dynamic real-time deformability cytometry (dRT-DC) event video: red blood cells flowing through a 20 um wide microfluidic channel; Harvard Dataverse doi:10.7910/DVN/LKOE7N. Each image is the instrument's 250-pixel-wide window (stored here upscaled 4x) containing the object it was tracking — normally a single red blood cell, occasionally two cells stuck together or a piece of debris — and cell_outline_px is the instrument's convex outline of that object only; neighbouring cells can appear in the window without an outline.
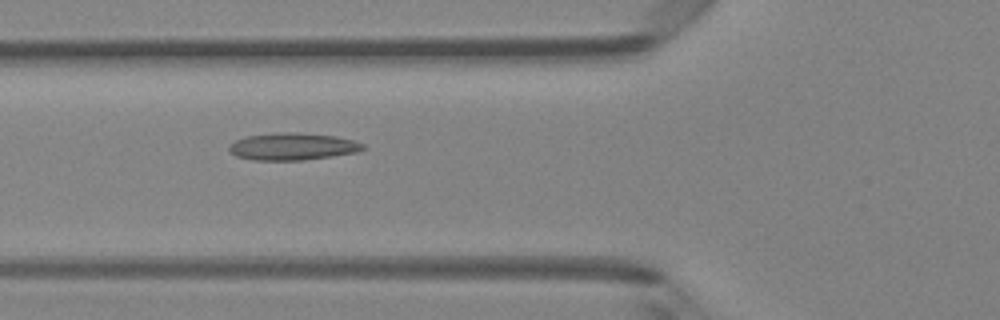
{"species": "Egyptian fruit bat (a non-hibernating species)", "species_latin": "Rousettus aegyptiacus", "temperature_condition": "room temperature", "stored_images_in_passage": 37, "camera_frame_rate_fps": 3000, "um_per_image_px": 0.085, "animal": {"sex": "female"}, "frame": {"image": 1, "passage_image": 6, "time_ms": 1.667, "image_size_px": [1000, 320], "cell_outline_px": [[364, 148], [356, 152], [332, 156], [304, 160], [252, 160], [236, 156], [228, 148], [228, 144], [236, 140], [248, 136], [276, 132], [296, 132], [336, 136], [352, 140], [364, 144]], "centroid_in_image_um": [24.84, 12.45], "position_along_channel_um": 101.0, "area_um2": 21.15}}
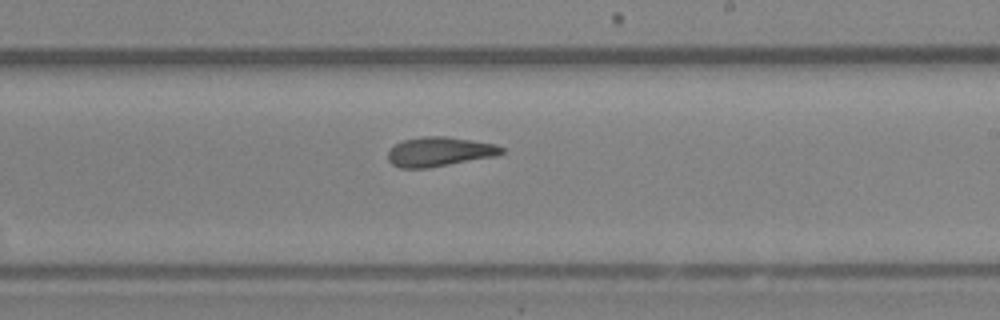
{"frame": {"image": 2, "passage_image": 17, "time_ms": 5.333, "image_size_px": [1000, 320], "cell_outline_px": [[504, 152], [496, 156], [428, 168], [400, 168], [392, 164], [388, 160], [388, 152], [396, 144], [404, 140], [420, 136], [444, 136], [496, 144], [504, 148]], "centroid_in_image_um": [37.35, 12.9], "position_along_channel_um": 251.6, "area_um2": 19.42}}
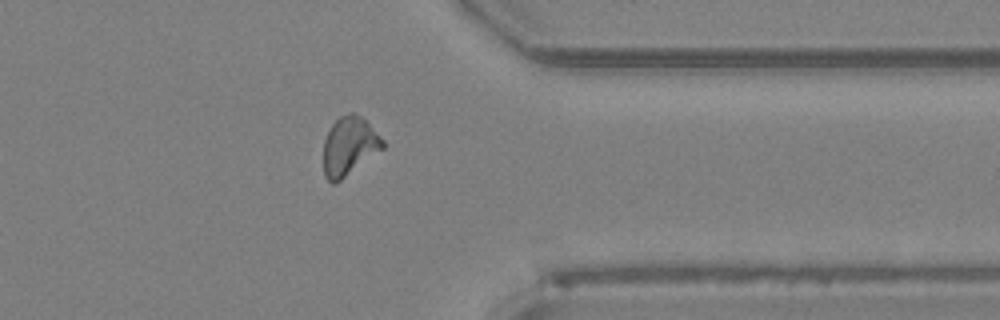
{"frame": {"image": 3, "passage_image": 27, "time_ms": 8.667, "image_size_px": [1000, 320], "cell_outline_px": [[384, 148], [336, 184], [332, 184], [324, 176], [324, 140], [332, 124], [340, 116], [348, 112], [356, 112], [384, 140]], "centroid_in_image_um": [29.67, 12.44], "position_along_channel_um": 381.7, "area_um2": 20.17}, "authors_computed_cell_mechanics": {"area_um2": 19.5364, "velocity_mm_per_s": 4.1334, "shape_relaxation_time_tau1_ms": null, "shape_relaxation_time_tau2_ms": 2.5765, "deformation_change_tau1": null, "deformation_change_tau2": 0.1003}}